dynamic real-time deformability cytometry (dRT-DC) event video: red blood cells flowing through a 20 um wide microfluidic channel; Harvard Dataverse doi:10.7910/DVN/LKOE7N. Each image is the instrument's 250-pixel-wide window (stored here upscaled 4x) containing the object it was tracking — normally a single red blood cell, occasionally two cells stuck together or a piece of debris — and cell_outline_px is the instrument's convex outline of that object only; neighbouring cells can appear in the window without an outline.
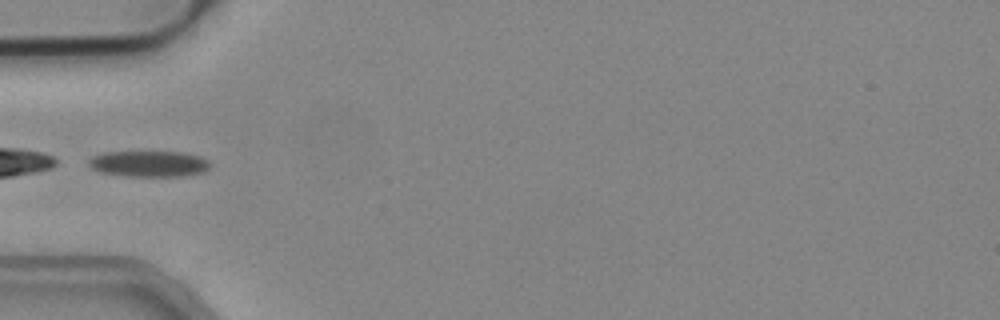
{"species": "common noctule bat (a hibernating species)", "species_latin": "Nyctalus noctula", "temperature_condition": "cold", "stored_images_in_passage": 31, "camera_frame_rate_fps": 3000, "um_per_image_px": 0.085, "animal": {"sex": "male", "body_mass_g": 19.2, "forearm_length_mm": 51.8}, "frame": {"image": 1, "passage_image": 1, "time_ms": 0.0, "image_size_px": [1000, 320], "cell_outline_px": [[212, 164], [204, 172], [184, 176], [128, 176], [100, 172], [92, 168], [88, 164], [88, 160], [92, 156], [104, 152], [184, 152], [200, 156], [208, 160]], "centroid_in_image_um": [12.68, 13.92], "position_along_channel_um": 72.3, "area_um2": 18.5}}